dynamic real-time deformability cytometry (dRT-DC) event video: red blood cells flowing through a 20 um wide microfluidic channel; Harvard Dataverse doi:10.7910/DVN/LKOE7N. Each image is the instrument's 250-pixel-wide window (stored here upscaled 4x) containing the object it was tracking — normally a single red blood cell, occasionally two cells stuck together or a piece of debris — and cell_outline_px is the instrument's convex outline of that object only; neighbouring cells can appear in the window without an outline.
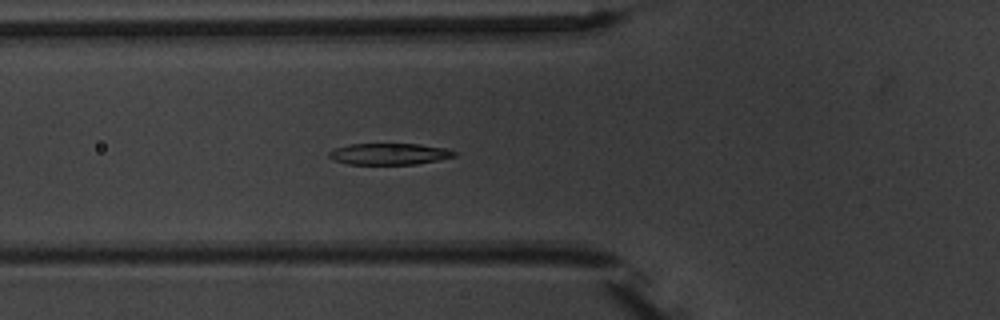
{"species": "common noctule bat (a hibernating species)", "species_latin": "Nyctalus noctula", "temperature_condition": "warm", "stored_images_in_passage": 4, "camera_frame_rate_fps": 3000, "um_per_image_px": 0.085, "animal": {"sex": "male", "body_mass_g": 20.1, "forearm_length_mm": 53.5}, "frame": {"image": 1, "passage_image": 4, "time_ms": 4.333, "image_size_px": [1000, 320], "cell_outline_px": [[456, 156], [416, 164], [348, 164], [332, 160], [328, 156], [328, 152], [336, 148], [348, 144], [420, 144], [444, 148], [456, 152]], "centroid_in_image_um": [33.04, 13.08], "position_along_channel_um": 92.8, "area_um2": 15.55}}